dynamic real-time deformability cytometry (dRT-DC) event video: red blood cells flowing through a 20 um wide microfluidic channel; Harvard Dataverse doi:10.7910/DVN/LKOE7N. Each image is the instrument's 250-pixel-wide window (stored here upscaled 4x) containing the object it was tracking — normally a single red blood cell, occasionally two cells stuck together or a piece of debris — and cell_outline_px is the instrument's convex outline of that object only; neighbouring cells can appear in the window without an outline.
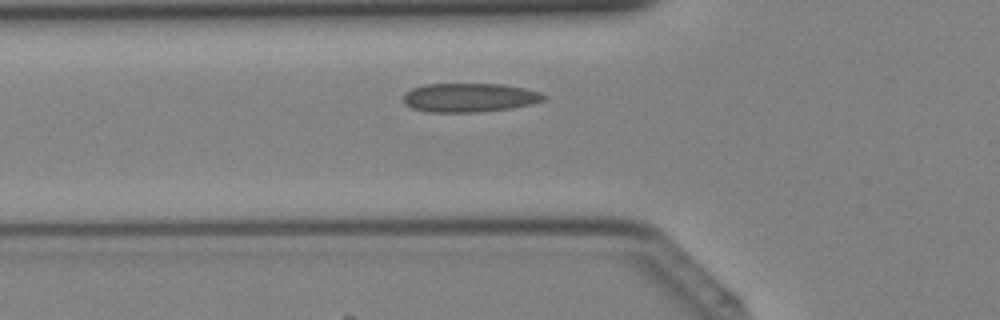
{"species": "Egyptian fruit bat (a non-hibernating species)", "species_latin": "Rousettus aegyptiacus", "temperature_condition": "cold", "stored_images_in_passage": 34, "camera_frame_rate_fps": 3000, "um_per_image_px": 0.085, "animal": {"sex": "female"}, "frame": {"image": 1, "passage_image": 8, "time_ms": 2.333, "image_size_px": [1000, 320], "cell_outline_px": [[548, 96], [544, 100], [532, 104], [512, 108], [480, 112], [428, 112], [412, 108], [404, 104], [404, 92], [412, 88], [424, 84], [504, 84], [524, 88], [540, 92]], "centroid_in_image_um": [39.91, 8.29], "position_along_channel_um": 85.9, "area_um2": 23.87}}
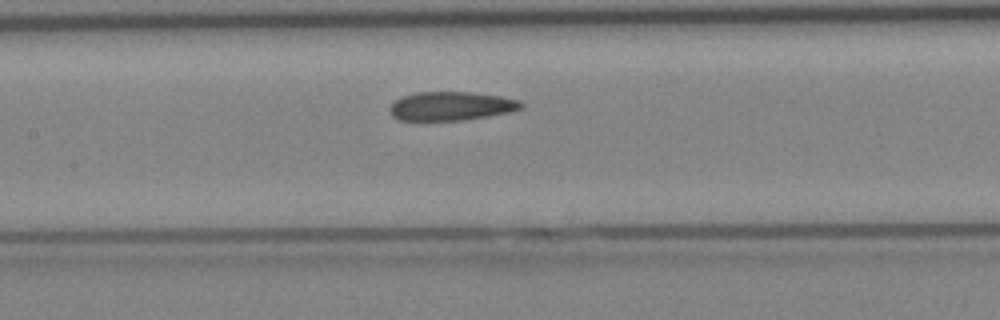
{"frame": {"image": 2, "passage_image": 13, "time_ms": 4.0, "image_size_px": [1000, 320], "cell_outline_px": [[524, 108], [508, 112], [488, 116], [464, 120], [400, 120], [392, 116], [388, 112], [388, 108], [396, 100], [404, 96], [416, 92], [468, 92], [500, 96], [520, 100], [524, 104]], "centroid_in_image_um": [38.35, 9.02], "position_along_channel_um": 169.1, "area_um2": 22.02}}
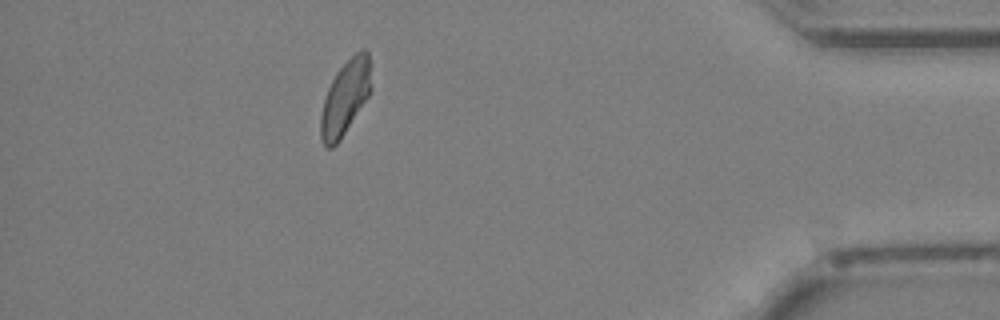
{"frame": {"image": 3, "passage_image": 30, "time_ms": 9.667, "image_size_px": [1000, 320], "cell_outline_px": [[372, 88], [368, 96], [336, 144], [332, 148], [324, 148], [320, 140], [320, 116], [324, 100], [328, 88], [336, 72], [356, 52], [364, 48], [368, 52]], "centroid_in_image_um": [29.32, 8.31], "position_along_channel_um": 405.9, "area_um2": 21.56}}